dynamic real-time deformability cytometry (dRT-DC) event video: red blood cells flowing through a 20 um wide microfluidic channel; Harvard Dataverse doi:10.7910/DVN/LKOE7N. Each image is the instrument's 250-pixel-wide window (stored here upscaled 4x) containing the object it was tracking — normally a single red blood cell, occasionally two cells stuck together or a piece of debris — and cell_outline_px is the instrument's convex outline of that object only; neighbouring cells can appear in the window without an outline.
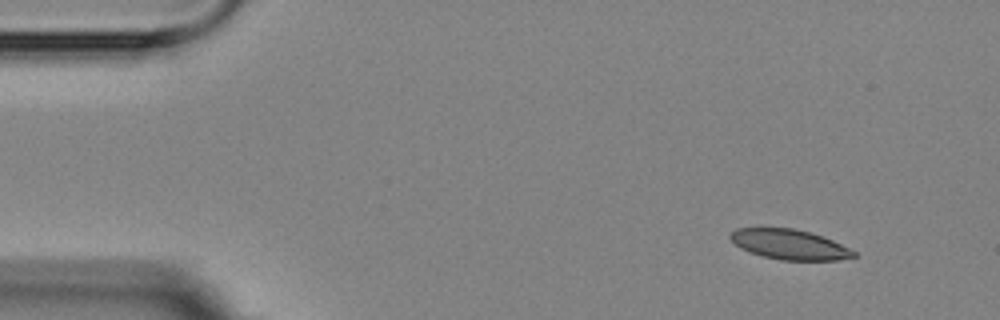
{"species": "Egyptian fruit bat (a non-hibernating species)", "species_latin": "Rousettus aegyptiacus", "temperature_condition": "room temperature", "stored_images_in_passage": 4, "camera_frame_rate_fps": 3000, "um_per_image_px": 0.085, "animal": {"sex": "female"}, "frame": {"image": 1, "passage_image": 1, "time_ms": 0.0, "image_size_px": [1000, 320], "cell_outline_px": [[856, 256], [836, 260], [780, 260], [764, 256], [740, 248], [728, 236], [736, 228], [792, 228], [824, 236], [856, 252]], "centroid_in_image_um": [67.1, 20.77], "position_along_channel_um": 17.9, "area_um2": 21.27}}